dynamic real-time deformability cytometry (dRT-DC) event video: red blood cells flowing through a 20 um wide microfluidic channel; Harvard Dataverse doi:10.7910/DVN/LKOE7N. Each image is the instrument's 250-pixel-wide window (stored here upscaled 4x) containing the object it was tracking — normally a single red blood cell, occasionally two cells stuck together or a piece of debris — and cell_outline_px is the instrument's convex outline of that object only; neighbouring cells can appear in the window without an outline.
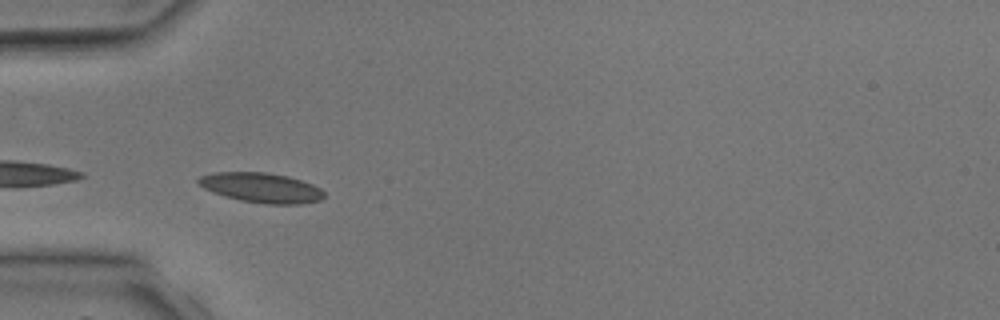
{"species": "common noctule bat (a hibernating species)", "species_latin": "Nyctalus noctula", "temperature_condition": "room temperature", "stored_images_in_passage": 3, "camera_frame_rate_fps": 3000, "um_per_image_px": 0.085, "animal": {"sex": "male", "body_mass_g": 17.9, "forearm_length_mm": 54.2}, "frame": {"image": 1, "passage_image": 2, "time_ms": 1.333, "image_size_px": [1000, 320], "cell_outline_px": [[324, 196], [320, 200], [300, 204], [264, 204], [240, 200], [224, 196], [204, 188], [196, 180], [200, 176], [212, 172], [264, 172], [288, 176], [312, 184], [320, 188], [324, 192]], "centroid_in_image_um": [22.2, 15.95], "position_along_channel_um": 62.8, "area_um2": 21.79}}